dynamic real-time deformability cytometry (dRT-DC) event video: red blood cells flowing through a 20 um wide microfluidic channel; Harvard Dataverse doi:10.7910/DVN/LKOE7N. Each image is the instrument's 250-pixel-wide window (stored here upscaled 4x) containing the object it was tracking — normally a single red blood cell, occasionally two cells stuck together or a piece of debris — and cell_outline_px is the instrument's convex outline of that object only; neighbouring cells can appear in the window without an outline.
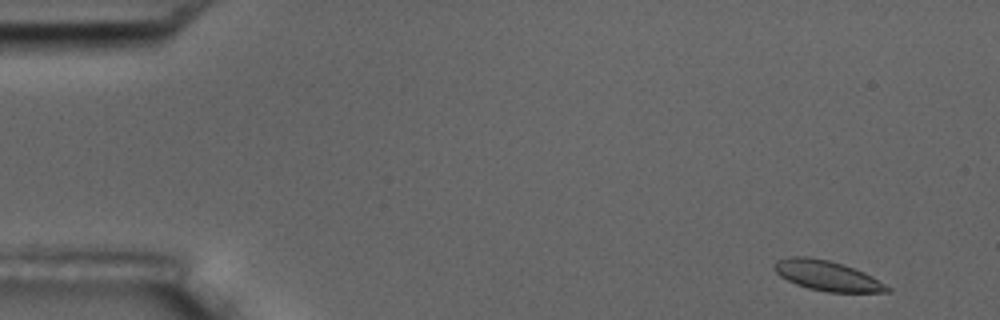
{"species": "common noctule bat (a hibernating species)", "species_latin": "Nyctalus noctula", "temperature_condition": "room temperature", "stored_images_in_passage": 4, "camera_frame_rate_fps": 3000, "um_per_image_px": 0.085, "animal": {"sex": "male", "body_mass_g": 17.5, "forearm_length_mm": 52.3}, "frame": {"image": 1, "passage_image": 1, "time_ms": 0.0, "image_size_px": [1000, 320], "cell_outline_px": [[892, 288], [888, 292], [828, 292], [808, 288], [796, 284], [780, 276], [772, 268], [772, 264], [776, 260], [792, 256], [808, 256], [828, 260], [864, 272], [872, 276]], "centroid_in_image_um": [70.27, 23.43], "position_along_channel_um": 14.7, "area_um2": 19.71}}
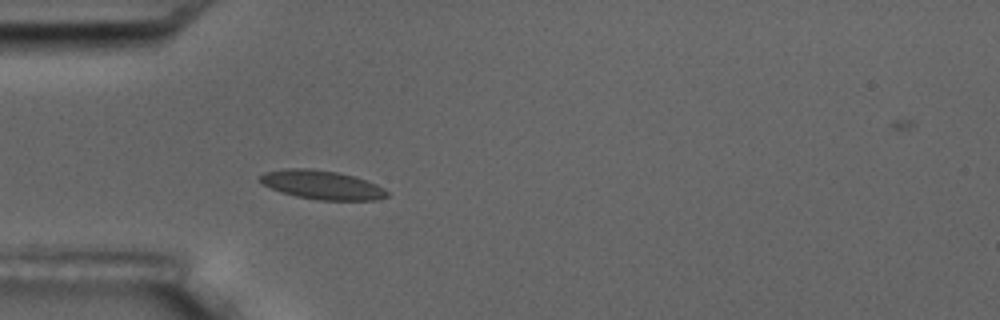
{"frame": {"image": 2, "passage_image": 4, "time_ms": 4.333, "image_size_px": [1000, 320], "cell_outline_px": [[388, 196], [376, 200], [316, 200], [296, 196], [280, 192], [264, 184], [256, 176], [264, 172], [284, 168], [312, 168], [336, 172], [352, 176], [376, 184], [384, 188], [388, 192]], "centroid_in_image_um": [27.33, 15.71], "position_along_channel_um": 57.7, "area_um2": 21.39}}